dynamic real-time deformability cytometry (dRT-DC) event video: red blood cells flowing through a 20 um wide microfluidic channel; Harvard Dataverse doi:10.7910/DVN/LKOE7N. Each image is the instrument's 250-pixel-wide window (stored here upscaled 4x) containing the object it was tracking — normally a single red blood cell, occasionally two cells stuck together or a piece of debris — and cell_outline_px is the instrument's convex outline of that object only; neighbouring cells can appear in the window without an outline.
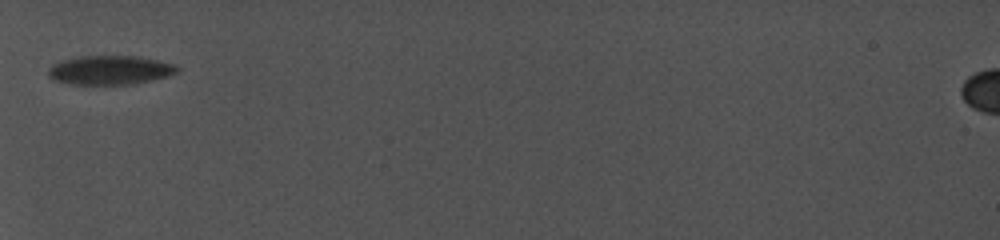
{"species": "common noctule bat (a hibernating species)", "species_latin": "Nyctalus noctula", "temperature_condition": "cold", "stored_images_in_passage": 19, "camera_frame_rate_fps": 5000, "um_per_image_px": 0.085, "animal": {"sex": "female", "body_mass_g": 19.0, "forearm_length_mm": 56.7}, "frame": {"image": 1, "passage_image": 1, "time_ms": 0.0, "image_size_px": [1000, 240], "cell_outline_px": [[180, 68], [176, 72], [168, 76], [132, 84], [72, 84], [52, 80], [48, 76], [48, 68], [52, 64], [60, 60], [80, 56], [136, 56], [160, 60], [176, 64]], "centroid_in_image_um": [9.33, 5.95], "position_along_channel_um": 75.7, "area_um2": 21.96}}
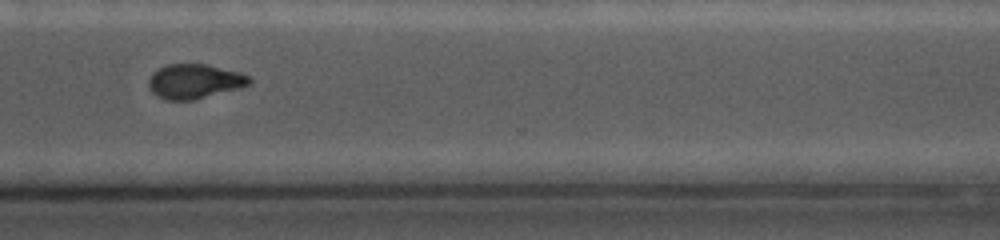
{"frame": {"image": 2, "passage_image": 15, "time_ms": 7.4, "image_size_px": [1000, 240], "cell_outline_px": [[252, 84], [240, 88], [196, 100], [168, 100], [156, 96], [148, 88], [148, 80], [152, 72], [168, 64], [204, 64], [240, 72], [252, 76]], "centroid_in_image_um": [16.56, 6.93], "position_along_channel_um": 354.0, "area_um2": 20.58}}
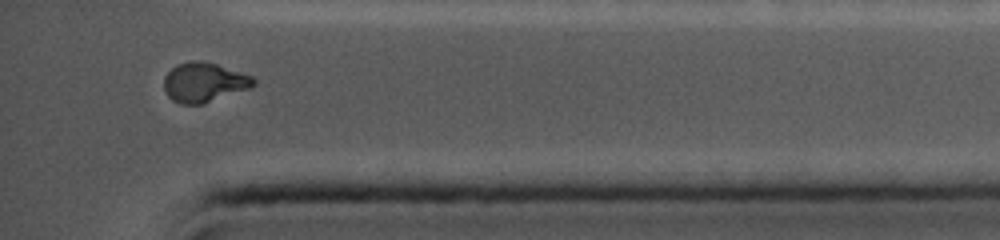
{"frame": {"image": 3, "passage_image": 18, "time_ms": 9.0, "image_size_px": [1000, 240], "cell_outline_px": [[256, 84], [252, 88], [200, 104], [180, 104], [172, 100], [168, 96], [164, 88], [164, 76], [176, 64], [192, 60], [200, 60], [216, 64], [252, 76], [256, 80]], "centroid_in_image_um": [17.34, 6.99], "position_along_channel_um": 417.9, "area_um2": 20.63}, "authors_computed_cell_mechanics": {"area_um2": 21.964, "velocity_mm_per_s": 3.9258, "shape_relaxation_time_tau1_ms": null, "shape_relaxation_time_tau2_ms": 1.4635, "deformation_change_tau1": null, "deformation_change_tau2": 0.0409}}